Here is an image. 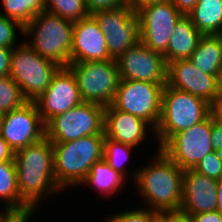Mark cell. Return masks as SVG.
Instances as JSON below:
<instances>
[{"label": "cell", "mask_w": 222, "mask_h": 222, "mask_svg": "<svg viewBox=\"0 0 222 222\" xmlns=\"http://www.w3.org/2000/svg\"><path fill=\"white\" fill-rule=\"evenodd\" d=\"M14 162L20 197L32 209L37 210L40 201L63 192L54 176L53 145L46 136L16 150Z\"/></svg>", "instance_id": "obj_1"}, {"label": "cell", "mask_w": 222, "mask_h": 222, "mask_svg": "<svg viewBox=\"0 0 222 222\" xmlns=\"http://www.w3.org/2000/svg\"><path fill=\"white\" fill-rule=\"evenodd\" d=\"M147 163L138 166L132 183L144 208L164 211H180L182 204L183 173L159 148ZM146 206V207H145Z\"/></svg>", "instance_id": "obj_2"}, {"label": "cell", "mask_w": 222, "mask_h": 222, "mask_svg": "<svg viewBox=\"0 0 222 222\" xmlns=\"http://www.w3.org/2000/svg\"><path fill=\"white\" fill-rule=\"evenodd\" d=\"M104 138V134H94L74 141L52 143L54 176L61 190H74L84 182L90 168L103 159Z\"/></svg>", "instance_id": "obj_3"}, {"label": "cell", "mask_w": 222, "mask_h": 222, "mask_svg": "<svg viewBox=\"0 0 222 222\" xmlns=\"http://www.w3.org/2000/svg\"><path fill=\"white\" fill-rule=\"evenodd\" d=\"M74 22L42 11L24 26L25 40L41 57L62 66H68ZM27 38V39H26Z\"/></svg>", "instance_id": "obj_4"}, {"label": "cell", "mask_w": 222, "mask_h": 222, "mask_svg": "<svg viewBox=\"0 0 222 222\" xmlns=\"http://www.w3.org/2000/svg\"><path fill=\"white\" fill-rule=\"evenodd\" d=\"M211 114L210 104L194 95L167 84L162 91L161 117L154 132L160 148L170 137L205 120Z\"/></svg>", "instance_id": "obj_5"}, {"label": "cell", "mask_w": 222, "mask_h": 222, "mask_svg": "<svg viewBox=\"0 0 222 222\" xmlns=\"http://www.w3.org/2000/svg\"><path fill=\"white\" fill-rule=\"evenodd\" d=\"M61 66L41 57L24 40L12 49L10 77L28 101H35L49 86Z\"/></svg>", "instance_id": "obj_6"}, {"label": "cell", "mask_w": 222, "mask_h": 222, "mask_svg": "<svg viewBox=\"0 0 222 222\" xmlns=\"http://www.w3.org/2000/svg\"><path fill=\"white\" fill-rule=\"evenodd\" d=\"M83 102L108 107L112 104L120 81L116 59L70 63Z\"/></svg>", "instance_id": "obj_7"}, {"label": "cell", "mask_w": 222, "mask_h": 222, "mask_svg": "<svg viewBox=\"0 0 222 222\" xmlns=\"http://www.w3.org/2000/svg\"><path fill=\"white\" fill-rule=\"evenodd\" d=\"M104 111L103 106L82 102L51 118L45 124V136L52 143H64L84 136L104 134Z\"/></svg>", "instance_id": "obj_8"}, {"label": "cell", "mask_w": 222, "mask_h": 222, "mask_svg": "<svg viewBox=\"0 0 222 222\" xmlns=\"http://www.w3.org/2000/svg\"><path fill=\"white\" fill-rule=\"evenodd\" d=\"M165 84L167 83L120 80L111 105L144 120L155 130L161 117L162 91Z\"/></svg>", "instance_id": "obj_9"}, {"label": "cell", "mask_w": 222, "mask_h": 222, "mask_svg": "<svg viewBox=\"0 0 222 222\" xmlns=\"http://www.w3.org/2000/svg\"><path fill=\"white\" fill-rule=\"evenodd\" d=\"M212 115L170 137L159 149L182 170L193 169L208 153L211 142Z\"/></svg>", "instance_id": "obj_10"}, {"label": "cell", "mask_w": 222, "mask_h": 222, "mask_svg": "<svg viewBox=\"0 0 222 222\" xmlns=\"http://www.w3.org/2000/svg\"><path fill=\"white\" fill-rule=\"evenodd\" d=\"M92 16L104 33L107 50L113 59L140 41L139 18L132 6L96 11Z\"/></svg>", "instance_id": "obj_11"}, {"label": "cell", "mask_w": 222, "mask_h": 222, "mask_svg": "<svg viewBox=\"0 0 222 222\" xmlns=\"http://www.w3.org/2000/svg\"><path fill=\"white\" fill-rule=\"evenodd\" d=\"M139 18L140 41L154 52L164 54L175 26L183 16L171 0L141 6Z\"/></svg>", "instance_id": "obj_12"}, {"label": "cell", "mask_w": 222, "mask_h": 222, "mask_svg": "<svg viewBox=\"0 0 222 222\" xmlns=\"http://www.w3.org/2000/svg\"><path fill=\"white\" fill-rule=\"evenodd\" d=\"M120 80L167 83L164 55L154 52L141 41L116 59Z\"/></svg>", "instance_id": "obj_13"}, {"label": "cell", "mask_w": 222, "mask_h": 222, "mask_svg": "<svg viewBox=\"0 0 222 222\" xmlns=\"http://www.w3.org/2000/svg\"><path fill=\"white\" fill-rule=\"evenodd\" d=\"M1 137L13 152L45 137V124L34 101L3 114Z\"/></svg>", "instance_id": "obj_14"}, {"label": "cell", "mask_w": 222, "mask_h": 222, "mask_svg": "<svg viewBox=\"0 0 222 222\" xmlns=\"http://www.w3.org/2000/svg\"><path fill=\"white\" fill-rule=\"evenodd\" d=\"M34 102L44 124L54 116L65 113L81 104L83 101L71 69L68 66L60 67L46 91Z\"/></svg>", "instance_id": "obj_15"}, {"label": "cell", "mask_w": 222, "mask_h": 222, "mask_svg": "<svg viewBox=\"0 0 222 222\" xmlns=\"http://www.w3.org/2000/svg\"><path fill=\"white\" fill-rule=\"evenodd\" d=\"M167 85L201 98L210 105L220 92V80L197 69L189 60L167 64Z\"/></svg>", "instance_id": "obj_16"}, {"label": "cell", "mask_w": 222, "mask_h": 222, "mask_svg": "<svg viewBox=\"0 0 222 222\" xmlns=\"http://www.w3.org/2000/svg\"><path fill=\"white\" fill-rule=\"evenodd\" d=\"M113 59L99 24L92 15L74 22L70 63Z\"/></svg>", "instance_id": "obj_17"}, {"label": "cell", "mask_w": 222, "mask_h": 222, "mask_svg": "<svg viewBox=\"0 0 222 222\" xmlns=\"http://www.w3.org/2000/svg\"><path fill=\"white\" fill-rule=\"evenodd\" d=\"M153 134H151L150 132ZM149 132V133H148ZM155 130L144 120L121 110L112 105L105 107L104 111V136L114 141L128 144L139 150L143 143L151 138Z\"/></svg>", "instance_id": "obj_18"}, {"label": "cell", "mask_w": 222, "mask_h": 222, "mask_svg": "<svg viewBox=\"0 0 222 222\" xmlns=\"http://www.w3.org/2000/svg\"><path fill=\"white\" fill-rule=\"evenodd\" d=\"M216 194L217 180L201 175L192 169L184 170L181 212L192 215L215 211Z\"/></svg>", "instance_id": "obj_19"}, {"label": "cell", "mask_w": 222, "mask_h": 222, "mask_svg": "<svg viewBox=\"0 0 222 222\" xmlns=\"http://www.w3.org/2000/svg\"><path fill=\"white\" fill-rule=\"evenodd\" d=\"M203 35L196 29L188 15H183L177 22L171 35L167 51L163 54L166 63L190 59Z\"/></svg>", "instance_id": "obj_20"}, {"label": "cell", "mask_w": 222, "mask_h": 222, "mask_svg": "<svg viewBox=\"0 0 222 222\" xmlns=\"http://www.w3.org/2000/svg\"><path fill=\"white\" fill-rule=\"evenodd\" d=\"M203 73L222 74V38L220 35H203L189 59Z\"/></svg>", "instance_id": "obj_21"}, {"label": "cell", "mask_w": 222, "mask_h": 222, "mask_svg": "<svg viewBox=\"0 0 222 222\" xmlns=\"http://www.w3.org/2000/svg\"><path fill=\"white\" fill-rule=\"evenodd\" d=\"M125 184L127 185V180L102 159L90 168L80 187L94 188V192L100 193L101 197L103 195L104 198H108L109 196L114 197L118 192L120 193L126 187Z\"/></svg>", "instance_id": "obj_22"}, {"label": "cell", "mask_w": 222, "mask_h": 222, "mask_svg": "<svg viewBox=\"0 0 222 222\" xmlns=\"http://www.w3.org/2000/svg\"><path fill=\"white\" fill-rule=\"evenodd\" d=\"M188 16L202 35L221 34L222 0H199Z\"/></svg>", "instance_id": "obj_23"}, {"label": "cell", "mask_w": 222, "mask_h": 222, "mask_svg": "<svg viewBox=\"0 0 222 222\" xmlns=\"http://www.w3.org/2000/svg\"><path fill=\"white\" fill-rule=\"evenodd\" d=\"M2 209L13 212H25L32 208L20 197L17 187L16 165L14 158L0 162V203Z\"/></svg>", "instance_id": "obj_24"}, {"label": "cell", "mask_w": 222, "mask_h": 222, "mask_svg": "<svg viewBox=\"0 0 222 222\" xmlns=\"http://www.w3.org/2000/svg\"><path fill=\"white\" fill-rule=\"evenodd\" d=\"M136 147H133L128 144H123L117 141H114L110 138H104L103 144V159L104 161L115 171L121 174L126 180L131 179L132 183L136 177L138 172V168L136 167L134 170H127L126 165H129L131 154ZM128 162V164H127ZM130 173V175H129ZM128 176V177H127Z\"/></svg>", "instance_id": "obj_25"}, {"label": "cell", "mask_w": 222, "mask_h": 222, "mask_svg": "<svg viewBox=\"0 0 222 222\" xmlns=\"http://www.w3.org/2000/svg\"><path fill=\"white\" fill-rule=\"evenodd\" d=\"M2 16L18 21L23 27L37 14L45 11V0H1Z\"/></svg>", "instance_id": "obj_26"}, {"label": "cell", "mask_w": 222, "mask_h": 222, "mask_svg": "<svg viewBox=\"0 0 222 222\" xmlns=\"http://www.w3.org/2000/svg\"><path fill=\"white\" fill-rule=\"evenodd\" d=\"M45 11L72 22L88 17L85 0H45Z\"/></svg>", "instance_id": "obj_27"}, {"label": "cell", "mask_w": 222, "mask_h": 222, "mask_svg": "<svg viewBox=\"0 0 222 222\" xmlns=\"http://www.w3.org/2000/svg\"><path fill=\"white\" fill-rule=\"evenodd\" d=\"M28 100L10 76L0 77V113L5 114L23 106Z\"/></svg>", "instance_id": "obj_28"}, {"label": "cell", "mask_w": 222, "mask_h": 222, "mask_svg": "<svg viewBox=\"0 0 222 222\" xmlns=\"http://www.w3.org/2000/svg\"><path fill=\"white\" fill-rule=\"evenodd\" d=\"M106 217L110 222H160L161 212L137 206L133 210H122Z\"/></svg>", "instance_id": "obj_29"}, {"label": "cell", "mask_w": 222, "mask_h": 222, "mask_svg": "<svg viewBox=\"0 0 222 222\" xmlns=\"http://www.w3.org/2000/svg\"><path fill=\"white\" fill-rule=\"evenodd\" d=\"M17 29V30H16ZM24 27L16 20L6 18L0 14V46L13 49L20 42H17V33L23 37Z\"/></svg>", "instance_id": "obj_30"}, {"label": "cell", "mask_w": 222, "mask_h": 222, "mask_svg": "<svg viewBox=\"0 0 222 222\" xmlns=\"http://www.w3.org/2000/svg\"><path fill=\"white\" fill-rule=\"evenodd\" d=\"M195 172L207 176L211 179L219 180L222 178V162L217 151L208 153L192 169Z\"/></svg>", "instance_id": "obj_31"}, {"label": "cell", "mask_w": 222, "mask_h": 222, "mask_svg": "<svg viewBox=\"0 0 222 222\" xmlns=\"http://www.w3.org/2000/svg\"><path fill=\"white\" fill-rule=\"evenodd\" d=\"M132 0H85L90 15L96 11L111 10L123 6H131Z\"/></svg>", "instance_id": "obj_32"}, {"label": "cell", "mask_w": 222, "mask_h": 222, "mask_svg": "<svg viewBox=\"0 0 222 222\" xmlns=\"http://www.w3.org/2000/svg\"><path fill=\"white\" fill-rule=\"evenodd\" d=\"M11 53V48L0 46V77L10 75Z\"/></svg>", "instance_id": "obj_33"}, {"label": "cell", "mask_w": 222, "mask_h": 222, "mask_svg": "<svg viewBox=\"0 0 222 222\" xmlns=\"http://www.w3.org/2000/svg\"><path fill=\"white\" fill-rule=\"evenodd\" d=\"M161 222H193L191 215L181 211L161 212Z\"/></svg>", "instance_id": "obj_34"}, {"label": "cell", "mask_w": 222, "mask_h": 222, "mask_svg": "<svg viewBox=\"0 0 222 222\" xmlns=\"http://www.w3.org/2000/svg\"><path fill=\"white\" fill-rule=\"evenodd\" d=\"M211 142L214 151L222 148V123L217 122L212 117Z\"/></svg>", "instance_id": "obj_35"}, {"label": "cell", "mask_w": 222, "mask_h": 222, "mask_svg": "<svg viewBox=\"0 0 222 222\" xmlns=\"http://www.w3.org/2000/svg\"><path fill=\"white\" fill-rule=\"evenodd\" d=\"M193 222H222V215L217 211L192 214Z\"/></svg>", "instance_id": "obj_36"}, {"label": "cell", "mask_w": 222, "mask_h": 222, "mask_svg": "<svg viewBox=\"0 0 222 222\" xmlns=\"http://www.w3.org/2000/svg\"><path fill=\"white\" fill-rule=\"evenodd\" d=\"M198 1L199 0H171L172 4L183 15H188L194 9Z\"/></svg>", "instance_id": "obj_37"}, {"label": "cell", "mask_w": 222, "mask_h": 222, "mask_svg": "<svg viewBox=\"0 0 222 222\" xmlns=\"http://www.w3.org/2000/svg\"><path fill=\"white\" fill-rule=\"evenodd\" d=\"M210 109L213 119L222 123V92H219L214 101L211 103Z\"/></svg>", "instance_id": "obj_38"}, {"label": "cell", "mask_w": 222, "mask_h": 222, "mask_svg": "<svg viewBox=\"0 0 222 222\" xmlns=\"http://www.w3.org/2000/svg\"><path fill=\"white\" fill-rule=\"evenodd\" d=\"M36 212L37 211L35 209H31L25 212H14L5 222H30V219L35 217L33 214Z\"/></svg>", "instance_id": "obj_39"}, {"label": "cell", "mask_w": 222, "mask_h": 222, "mask_svg": "<svg viewBox=\"0 0 222 222\" xmlns=\"http://www.w3.org/2000/svg\"><path fill=\"white\" fill-rule=\"evenodd\" d=\"M14 158V152L7 142L0 136V162L10 161Z\"/></svg>", "instance_id": "obj_40"}, {"label": "cell", "mask_w": 222, "mask_h": 222, "mask_svg": "<svg viewBox=\"0 0 222 222\" xmlns=\"http://www.w3.org/2000/svg\"><path fill=\"white\" fill-rule=\"evenodd\" d=\"M169 0H132L131 6L137 10L141 6L155 4V3H161L166 2Z\"/></svg>", "instance_id": "obj_41"}, {"label": "cell", "mask_w": 222, "mask_h": 222, "mask_svg": "<svg viewBox=\"0 0 222 222\" xmlns=\"http://www.w3.org/2000/svg\"><path fill=\"white\" fill-rule=\"evenodd\" d=\"M217 207L216 210L222 215V178L217 180Z\"/></svg>", "instance_id": "obj_42"}, {"label": "cell", "mask_w": 222, "mask_h": 222, "mask_svg": "<svg viewBox=\"0 0 222 222\" xmlns=\"http://www.w3.org/2000/svg\"><path fill=\"white\" fill-rule=\"evenodd\" d=\"M0 222H5L14 212L8 209L0 210Z\"/></svg>", "instance_id": "obj_43"}, {"label": "cell", "mask_w": 222, "mask_h": 222, "mask_svg": "<svg viewBox=\"0 0 222 222\" xmlns=\"http://www.w3.org/2000/svg\"><path fill=\"white\" fill-rule=\"evenodd\" d=\"M2 124H3V114L0 113V136H1Z\"/></svg>", "instance_id": "obj_44"}, {"label": "cell", "mask_w": 222, "mask_h": 222, "mask_svg": "<svg viewBox=\"0 0 222 222\" xmlns=\"http://www.w3.org/2000/svg\"><path fill=\"white\" fill-rule=\"evenodd\" d=\"M217 152H218L219 158H220V160L222 162V148L219 149Z\"/></svg>", "instance_id": "obj_45"}, {"label": "cell", "mask_w": 222, "mask_h": 222, "mask_svg": "<svg viewBox=\"0 0 222 222\" xmlns=\"http://www.w3.org/2000/svg\"><path fill=\"white\" fill-rule=\"evenodd\" d=\"M220 92H222V74H221V77H220Z\"/></svg>", "instance_id": "obj_46"}, {"label": "cell", "mask_w": 222, "mask_h": 222, "mask_svg": "<svg viewBox=\"0 0 222 222\" xmlns=\"http://www.w3.org/2000/svg\"><path fill=\"white\" fill-rule=\"evenodd\" d=\"M104 219H105V222H110L106 217Z\"/></svg>", "instance_id": "obj_47"}]
</instances>
